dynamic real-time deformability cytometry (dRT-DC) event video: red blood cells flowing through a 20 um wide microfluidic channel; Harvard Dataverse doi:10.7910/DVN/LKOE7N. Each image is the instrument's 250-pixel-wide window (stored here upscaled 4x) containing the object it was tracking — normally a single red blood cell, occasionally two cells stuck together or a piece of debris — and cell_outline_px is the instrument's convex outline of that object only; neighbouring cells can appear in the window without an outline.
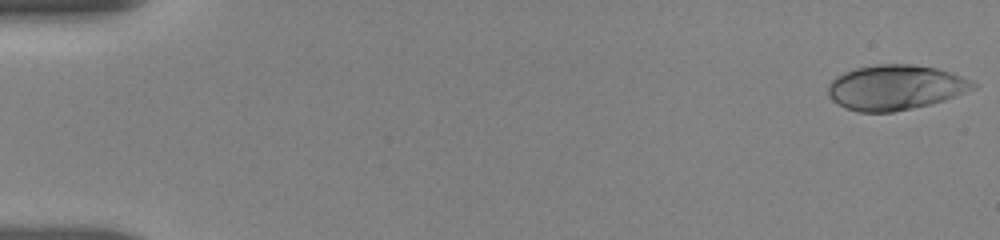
{"species": "human", "species_latin": "Homo sapiens", "temperature_condition": "room temperature", "stored_images_in_passage": 18, "camera_frame_rate_fps": 3000, "um_per_image_px": 0.085, "donor": {"sex": "female"}, "frame": {"image": 1, "passage_image": 1, "time_ms": 0.0, "image_size_px": [1000, 240], "cell_outline_px": [[980, 84], [976, 88], [944, 100], [912, 108], [892, 112], [860, 112], [844, 108], [832, 100], [828, 96], [828, 84], [836, 76], [844, 72], [856, 68], [876, 64], [912, 64], [936, 68], [972, 80]], "centroid_in_image_um": [76.09, 7.43], "position_along_channel_um": 8.9, "area_um2": 38.03}}
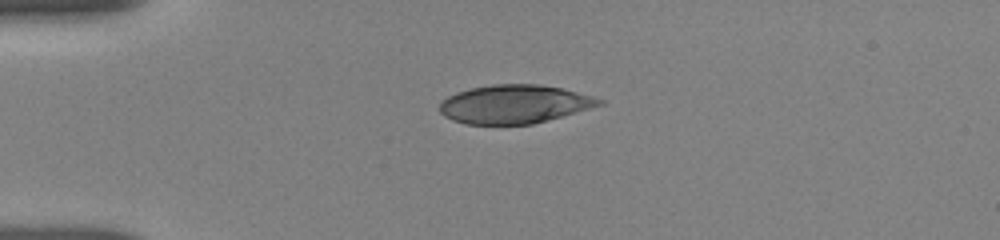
{"frame": {"image": 2, "passage_image": 14, "time_ms": 4.0, "image_size_px": [1000, 240], "cell_outline_px": [[604, 104], [532, 124], [464, 124], [452, 120], [444, 116], [440, 112], [440, 104], [448, 96], [456, 92], [472, 88], [492, 84], [536, 84], [560, 88], [592, 96], [604, 100]], "centroid_in_image_um": [43.69, 8.85], "position_along_channel_um": 41.3, "area_um2": 35.49}}
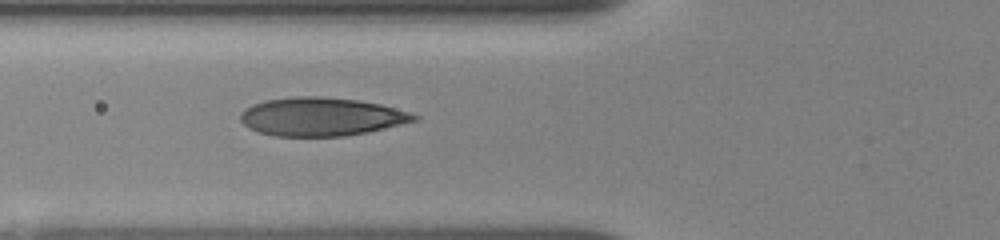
{"frame": {"image": 3, "passage_image": 18, "time_ms": 6.333, "image_size_px": [1000, 240], "cell_outline_px": [[420, 120], [384, 128], [344, 136], [272, 136], [248, 128], [240, 120], [240, 112], [252, 104], [264, 100], [292, 96], [316, 96], [356, 100], [380, 104], [412, 112], [420, 116]], "centroid_in_image_um": [27.3, 9.91], "position_along_channel_um": 98.5, "area_um2": 38.96}}